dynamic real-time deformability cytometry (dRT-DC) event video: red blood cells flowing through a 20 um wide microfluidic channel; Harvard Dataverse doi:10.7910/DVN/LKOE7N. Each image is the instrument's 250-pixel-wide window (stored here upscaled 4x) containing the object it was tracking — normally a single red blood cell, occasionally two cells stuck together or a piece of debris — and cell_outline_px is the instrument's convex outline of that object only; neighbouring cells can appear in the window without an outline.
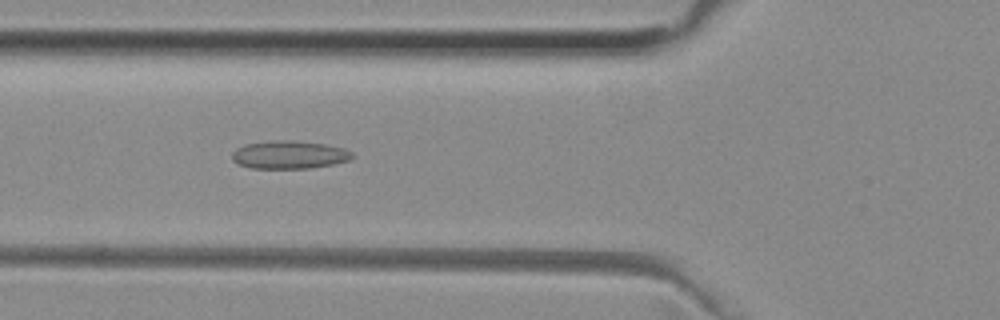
{"species": "common noctule bat (a hibernating species)", "species_latin": "Nyctalus noctula", "temperature_condition": "room temperature", "stored_images_in_passage": 50, "camera_frame_rate_fps": 3000, "um_per_image_px": 0.085, "animal": {"sex": "female", "body_mass_g": 29.2, "forearm_length_mm": 56.3}, "frame": {"image": 1, "passage_image": 17, "time_ms": 5.333, "image_size_px": [1000, 320], "cell_outline_px": [[352, 156], [348, 160], [332, 164], [308, 168], [252, 168], [240, 164], [232, 160], [232, 152], [236, 148], [244, 144], [272, 140], [292, 140], [324, 144], [344, 148], [352, 152]], "centroid_in_image_um": [24.54, 13.14], "position_along_channel_um": 101.3, "area_um2": 19.48}}
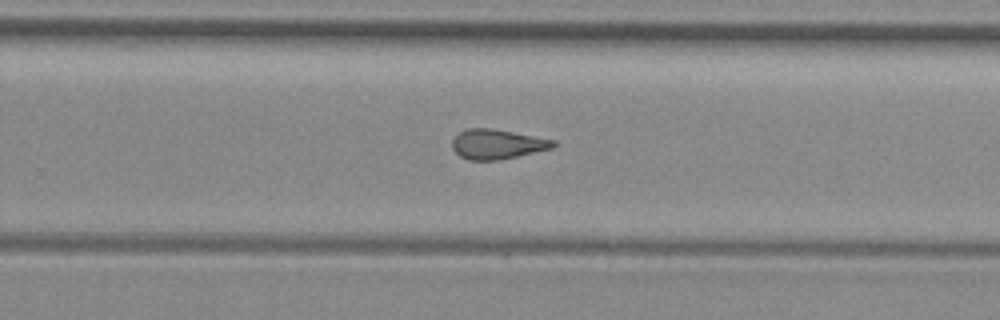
{"frame": {"image": 2, "passage_image": 31, "time_ms": 10.0, "image_size_px": [1000, 320], "cell_outline_px": [[556, 144], [552, 148], [500, 160], [468, 160], [460, 156], [452, 148], [452, 140], [460, 132], [468, 128], [492, 128], [556, 140]], "centroid_in_image_um": [42.26, 12.25], "position_along_channel_um": 287.5, "area_um2": 17.46}}
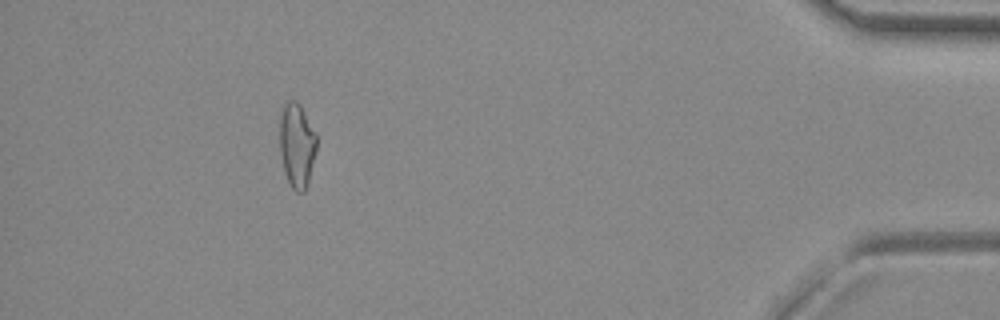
{"frame": {"image": 3, "passage_image": 45, "time_ms": 14.667, "image_size_px": [1000, 320], "cell_outline_px": [[316, 152], [308, 184], [304, 192], [296, 192], [292, 188], [284, 172], [280, 156], [280, 116], [284, 104], [288, 100], [296, 100], [300, 104], [316, 136]], "centroid_in_image_um": [25.22, 12.36], "position_along_channel_um": 410.0, "area_um2": 18.15}, "authors_computed_cell_mechanics": {"area_um2": 18.496, "velocity_mm_per_s": 3.9973, "shape_relaxation_time_tau1_ms": null, "shape_relaxation_time_tau2_ms": 2.9244, "deformation_change_tau1": null, "deformation_change_tau2": 0.1312}}